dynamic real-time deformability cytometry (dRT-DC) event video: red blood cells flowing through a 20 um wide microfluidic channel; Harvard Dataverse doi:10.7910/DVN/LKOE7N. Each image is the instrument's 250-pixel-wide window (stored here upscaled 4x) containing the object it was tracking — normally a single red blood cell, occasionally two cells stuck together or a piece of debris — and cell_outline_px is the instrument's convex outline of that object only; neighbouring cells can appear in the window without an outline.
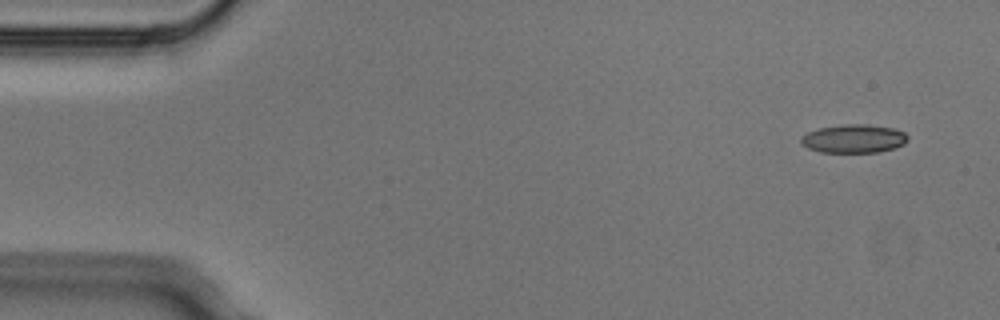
{"species": "Egyptian fruit bat (a non-hibernating species)", "species_latin": "Rousettus aegyptiacus", "temperature_condition": "cold", "stored_images_in_passage": 6, "segment_of_instrument_passage": [2, 2], "camera_frame_rate_fps": 3000, "um_per_image_px": 0.085, "animal": {"sex": "male"}, "frame": {"image": 1, "passage_image": 6, "time_ms": 1.667, "image_size_px": [1000, 320], "cell_outline_px": [[908, 140], [904, 144], [892, 148], [876, 152], [820, 152], [808, 148], [800, 144], [800, 140], [808, 132], [820, 128], [840, 124], [868, 124], [892, 128], [904, 132], [908, 136]], "centroid_in_image_um": [72.56, 11.78], "position_along_channel_um": 12.4, "area_um2": 17.63}}